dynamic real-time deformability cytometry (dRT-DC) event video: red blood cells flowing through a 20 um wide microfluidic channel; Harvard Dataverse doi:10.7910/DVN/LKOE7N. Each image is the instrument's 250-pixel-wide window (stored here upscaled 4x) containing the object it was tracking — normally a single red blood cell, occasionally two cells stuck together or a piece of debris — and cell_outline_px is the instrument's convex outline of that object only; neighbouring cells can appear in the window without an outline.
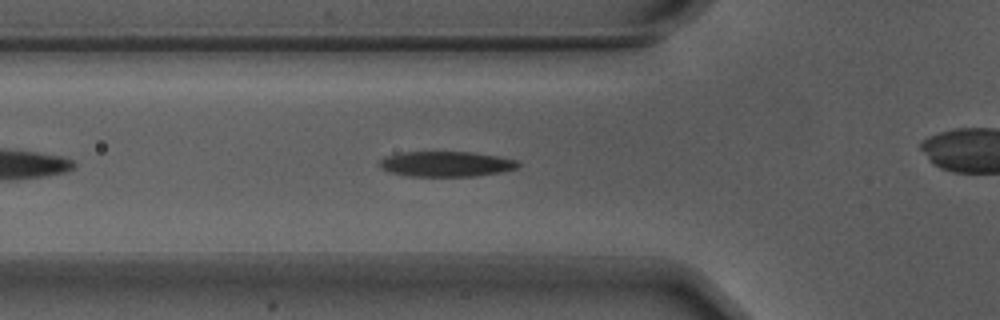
{"species": "Egyptian fruit bat (a non-hibernating species)", "species_latin": "Rousettus aegyptiacus", "temperature_condition": "warm", "stored_images_in_passage": 37, "camera_frame_rate_fps": 3000, "um_per_image_px": 0.085, "animal": {"sex": "male"}, "frame": {"image": 1, "passage_image": 7, "time_ms": 2.0, "image_size_px": [1000, 320], "cell_outline_px": [[520, 164], [516, 168], [500, 172], [476, 176], [408, 176], [392, 172], [380, 168], [380, 160], [384, 156], [400, 152], [472, 152], [496, 156], [516, 160]], "centroid_in_image_um": [37.89, 13.93], "position_along_channel_um": 87.9, "area_um2": 20.29}}
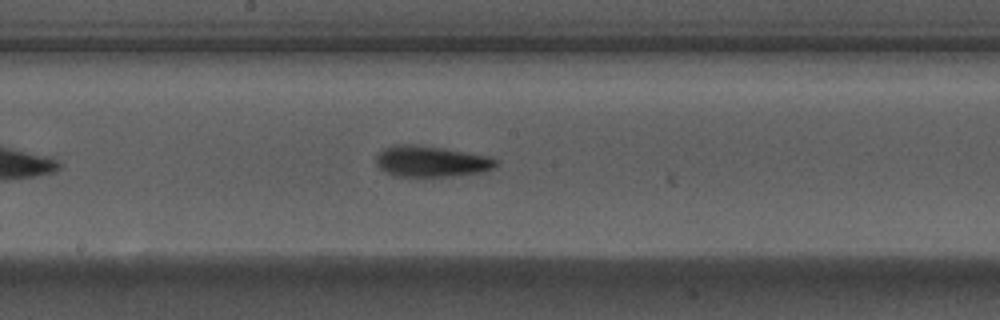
{"frame": {"image": 2, "passage_image": 17, "time_ms": 5.333, "image_size_px": [1000, 320], "cell_outline_px": [[500, 164], [492, 168], [480, 172], [452, 176], [396, 176], [380, 168], [376, 164], [376, 156], [384, 148], [392, 144], [412, 144], [440, 148], [488, 156], [496, 160]], "centroid_in_image_um": [36.62, 13.71], "position_along_channel_um": 211.6, "area_um2": 21.33}}
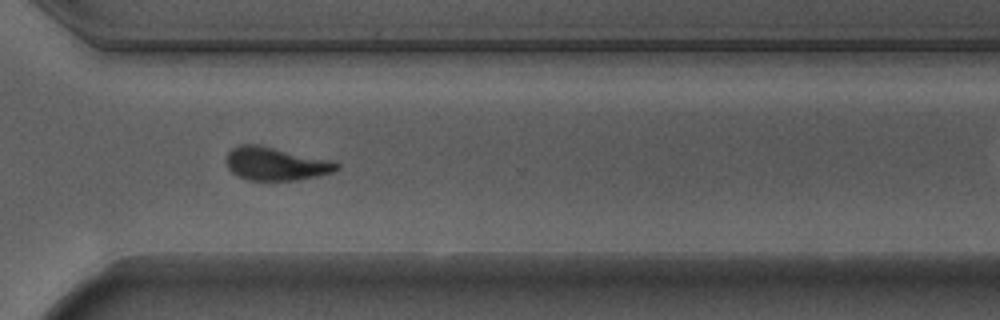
{"frame": {"image": 3, "passage_image": 28, "time_ms": 9.0, "image_size_px": [1000, 320], "cell_outline_px": [[340, 168], [332, 172], [316, 176], [296, 180], [248, 180], [236, 176], [228, 168], [228, 152], [232, 148], [240, 144], [256, 144], [332, 160], [340, 164]], "centroid_in_image_um": [23.45, 13.92], "position_along_channel_um": 347.2, "area_um2": 21.21}, "authors_computed_cell_mechanics": {"area_um2": 21.2126, "velocity_mm_per_s": 3.7025, "shape_relaxation_time_tau1_ms": 5.7296, "shape_relaxation_time_tau2_ms": 2.3308, "deformation_change_tau1": 0.1997, "deformation_change_tau2": 0.1153}}